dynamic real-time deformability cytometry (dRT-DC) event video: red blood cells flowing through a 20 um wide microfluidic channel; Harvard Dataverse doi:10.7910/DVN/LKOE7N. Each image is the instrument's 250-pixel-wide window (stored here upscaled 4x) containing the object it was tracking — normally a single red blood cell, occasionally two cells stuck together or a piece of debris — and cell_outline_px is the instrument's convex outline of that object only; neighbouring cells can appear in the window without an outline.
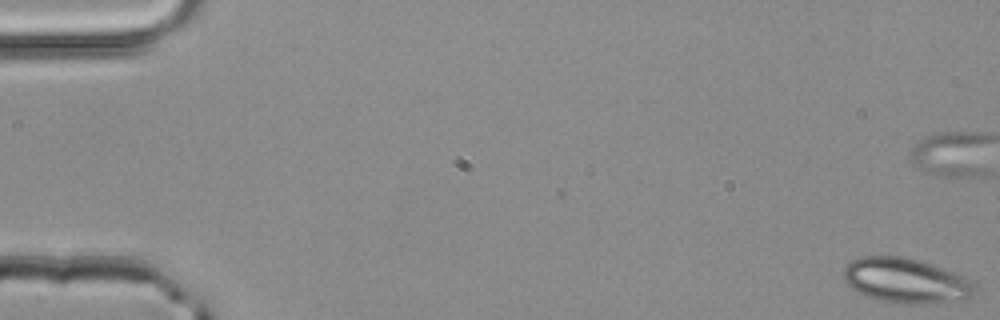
{"species": "common noctule bat (a hibernating species)", "species_latin": "Nyctalus noctula", "temperature_condition": "room temperature", "stored_images_in_passage": 5, "camera_frame_rate_fps": 3000, "um_per_image_px": 0.085, "animal": {"sex": "male", "body_mass_g": 20.4}, "frame": {"image": 1, "passage_image": 1, "time_ms": 0.0, "image_size_px": [1000, 320], "cell_outline_px": [[976, 292], [968, 300], [936, 304], [904, 304], [880, 300], [864, 296], [856, 292], [844, 280], [844, 268], [852, 260], [860, 256], [900, 256], [932, 264], [964, 276], [972, 280], [976, 288]], "centroid_in_image_um": [77.05, 23.88], "position_along_channel_um": 8.0, "area_um2": 34.85}}